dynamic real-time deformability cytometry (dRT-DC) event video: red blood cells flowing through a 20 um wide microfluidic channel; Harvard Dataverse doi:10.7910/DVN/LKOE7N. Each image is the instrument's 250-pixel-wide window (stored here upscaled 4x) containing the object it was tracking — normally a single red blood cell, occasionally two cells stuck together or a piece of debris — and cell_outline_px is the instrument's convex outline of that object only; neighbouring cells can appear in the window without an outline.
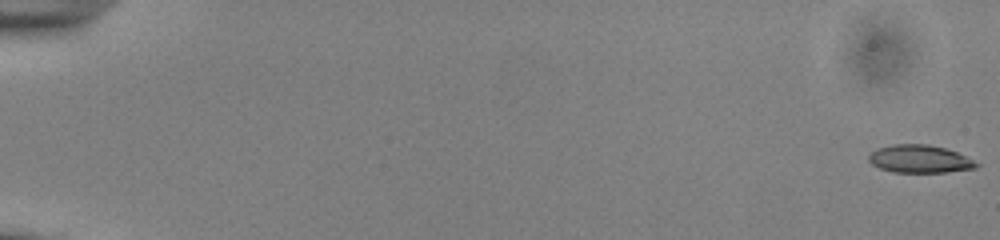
{"species": "common noctule bat (a hibernating species)", "species_latin": "Nyctalus noctula", "temperature_condition": "cold", "stored_images_in_passage": 19, "camera_frame_rate_fps": 3000, "um_per_image_px": 0.085, "animal": {"sex": "male", "body_mass_g": 13.0, "forearm_length_mm": 53.1}, "frame": {"image": 1, "passage_image": 1, "time_ms": 0.0, "image_size_px": [1000, 240], "cell_outline_px": [[980, 164], [976, 168], [944, 172], [892, 172], [880, 168], [872, 164], [868, 160], [868, 156], [876, 148], [892, 144], [928, 144], [944, 148], [956, 152]], "centroid_in_image_um": [78.13, 13.51], "position_along_channel_um": 6.9, "area_um2": 17.34}}